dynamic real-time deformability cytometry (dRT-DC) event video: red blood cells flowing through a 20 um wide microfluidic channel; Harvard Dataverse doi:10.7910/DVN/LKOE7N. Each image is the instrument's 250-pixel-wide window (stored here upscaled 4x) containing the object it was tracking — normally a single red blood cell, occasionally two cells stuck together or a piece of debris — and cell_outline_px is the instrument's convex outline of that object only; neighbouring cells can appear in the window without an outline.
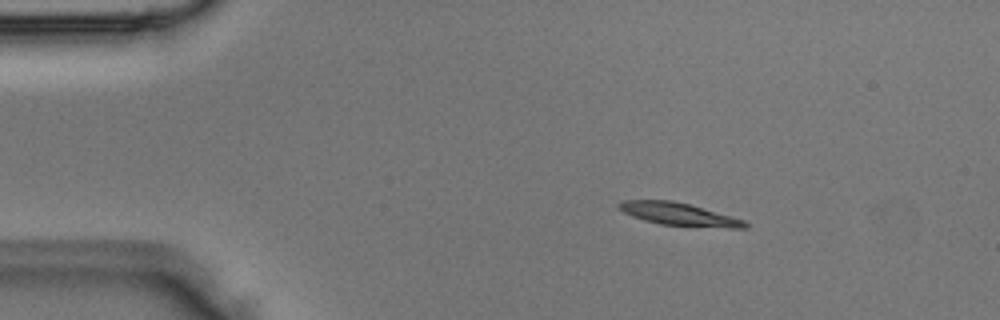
{"species": "Egyptian fruit bat (a non-hibernating species)", "species_latin": "Rousettus aegyptiacus", "temperature_condition": "room temperature", "stored_images_in_passage": 8, "camera_frame_rate_fps": 3000, "um_per_image_px": 0.085, "animal": {"sex": "male"}, "frame": {"image": 1, "passage_image": 2, "time_ms": 0.333, "image_size_px": [1000, 320], "cell_outline_px": [[748, 228], [728, 228], [660, 224], [644, 220], [632, 216], [624, 212], [616, 204], [620, 200], [672, 200], [688, 204], [744, 220], [748, 224]], "centroid_in_image_um": [57.67, 18.2], "position_along_channel_um": 27.3, "area_um2": 16.42}}
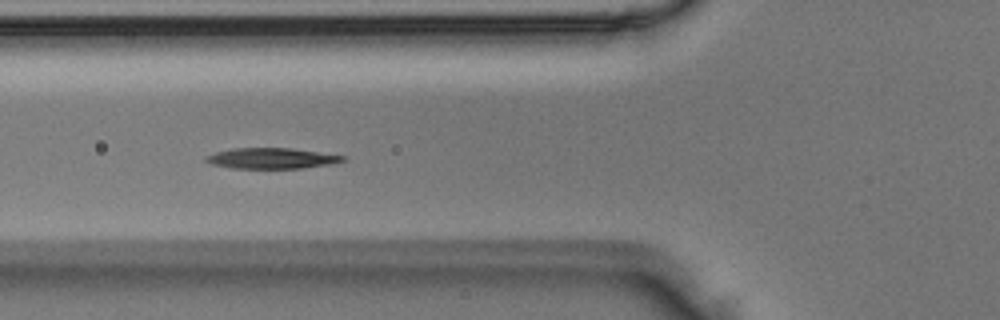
{"frame": {"image": 2, "passage_image": 5, "time_ms": 1.333, "image_size_px": [1000, 320], "cell_outline_px": [[344, 160], [332, 164], [304, 168], [232, 168], [212, 164], [204, 160], [204, 156], [216, 152], [232, 148], [292, 148], [344, 156]], "centroid_in_image_um": [23.04, 13.45], "position_along_channel_um": 102.8, "area_um2": 16.42}}
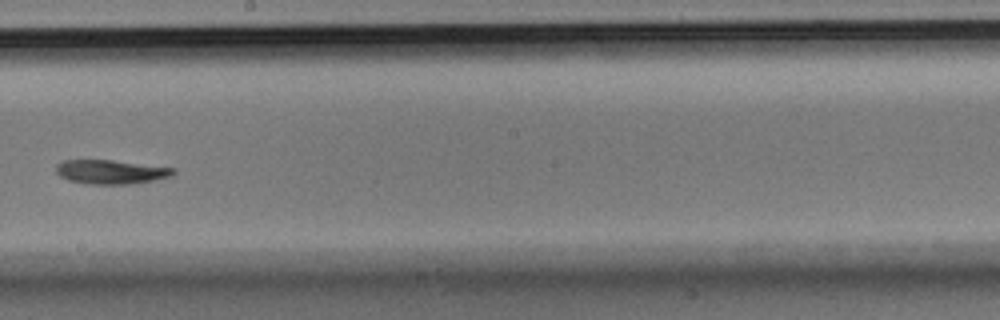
{"frame": {"image": 3, "passage_image": 8, "time_ms": 2.333, "image_size_px": [1000, 320], "cell_outline_px": [[176, 172], [172, 176], [132, 184], [88, 184], [68, 180], [60, 176], [56, 172], [56, 164], [64, 160], [112, 160], [176, 168]], "centroid_in_image_um": [9.43, 14.61], "position_along_channel_um": 238.8, "area_um2": 16.47}}